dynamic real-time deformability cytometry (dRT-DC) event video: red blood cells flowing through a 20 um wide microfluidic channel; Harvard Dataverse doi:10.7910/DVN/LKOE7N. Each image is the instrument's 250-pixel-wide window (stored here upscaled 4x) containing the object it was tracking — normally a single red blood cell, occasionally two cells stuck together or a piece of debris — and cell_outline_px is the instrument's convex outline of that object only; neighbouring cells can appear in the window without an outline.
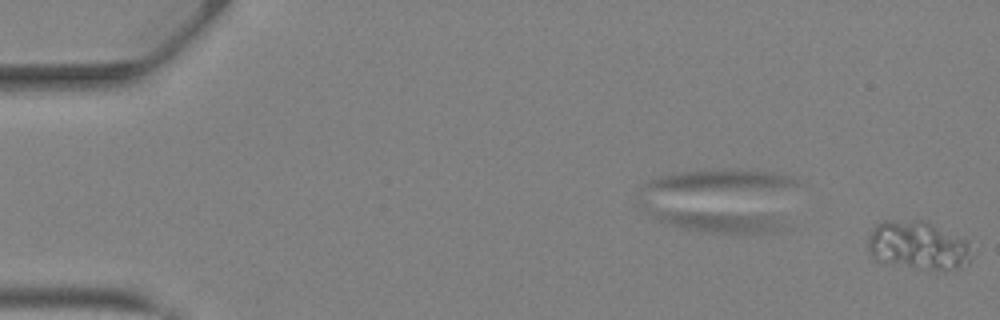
{"species": "Egyptian fruit bat (a non-hibernating species)", "species_latin": "Rousettus aegyptiacus", "temperature_condition": "warm", "stored_images_in_passage": 8, "segment_of_instrument_passage": [2, 2], "camera_frame_rate_fps": 3000, "um_per_image_px": 0.085, "animal": {"sex": "female"}, "frame": {"image": 1, "passage_image": 8, "time_ms": 2.333, "image_size_px": [1000, 320], "cell_outline_px": [[972, 260], [968, 264], [960, 268], [928, 268], [876, 260], [868, 252], [868, 236], [876, 224], [884, 220], [924, 220], [968, 240], [972, 256]], "centroid_in_image_um": [78.04, 20.82], "position_along_channel_um": 7.0, "area_um2": 28.9}}